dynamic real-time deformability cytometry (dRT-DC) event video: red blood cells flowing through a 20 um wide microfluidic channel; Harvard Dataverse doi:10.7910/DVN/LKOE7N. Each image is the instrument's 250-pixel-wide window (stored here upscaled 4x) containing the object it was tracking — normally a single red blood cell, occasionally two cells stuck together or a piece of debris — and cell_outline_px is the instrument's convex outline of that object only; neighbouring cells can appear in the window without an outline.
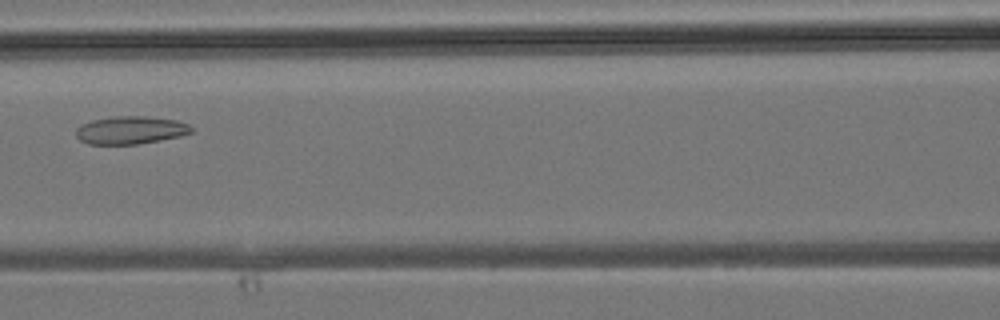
{"species": "common noctule bat (a hibernating species)", "species_latin": "Nyctalus noctula", "temperature_condition": "room temperature", "stored_images_in_passage": 19, "camera_frame_rate_fps": 3000, "um_per_image_px": 0.085, "animal": {"sex": "male", "body_mass_g": 19.2, "forearm_length_mm": 51.8}, "frame": {"image": 1, "passage_image": 12, "time_ms": 3.667, "image_size_px": [1000, 320], "cell_outline_px": [[192, 132], [180, 136], [160, 140], [136, 144], [88, 144], [80, 140], [76, 136], [76, 128], [80, 124], [92, 120], [112, 116], [144, 116], [176, 120], [188, 124], [192, 128]], "centroid_in_image_um": [11.06, 11.05], "position_along_channel_um": 155.5, "area_um2": 18.73}}
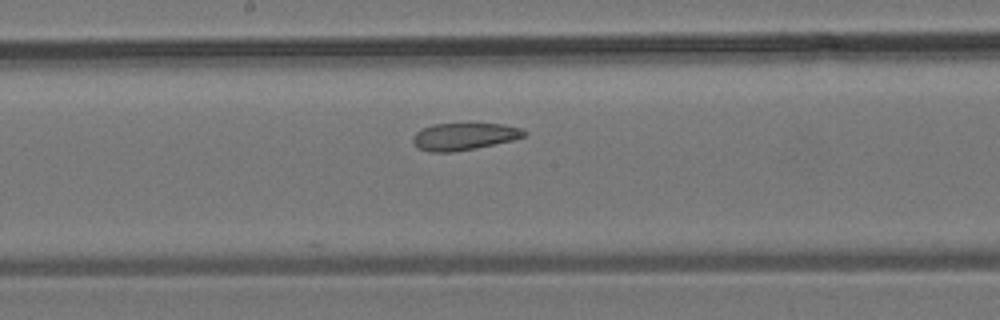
{"frame": {"image": 2, "passage_image": 15, "time_ms": 4.667, "image_size_px": [1000, 320], "cell_outline_px": [[528, 132], [524, 136], [512, 140], [476, 148], [452, 152], [432, 152], [416, 148], [412, 140], [412, 136], [416, 132], [432, 124], [468, 120], [504, 124], [520, 128]], "centroid_in_image_um": [39.44, 11.54], "position_along_channel_um": 208.8, "area_um2": 18.55}}
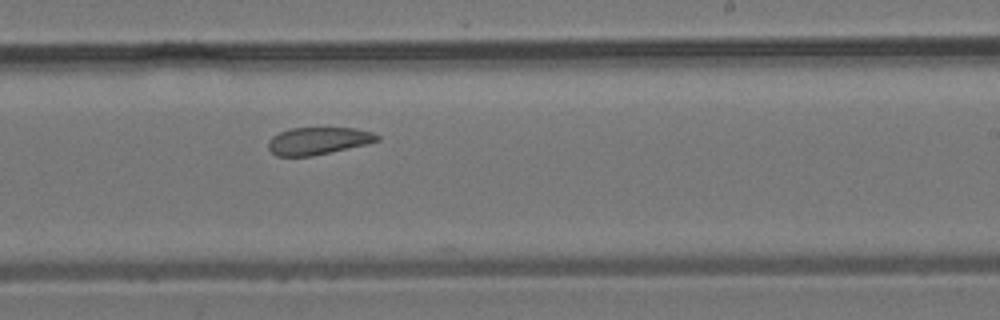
{"frame": {"image": 3, "passage_image": 18, "time_ms": 5.667, "image_size_px": [1000, 320], "cell_outline_px": [[380, 140], [368, 144], [312, 156], [276, 156], [268, 148], [268, 140], [272, 136], [288, 128], [356, 128], [372, 132], [380, 136]], "centroid_in_image_um": [27.05, 11.97], "position_along_channel_um": 262.0, "area_um2": 17.46}}